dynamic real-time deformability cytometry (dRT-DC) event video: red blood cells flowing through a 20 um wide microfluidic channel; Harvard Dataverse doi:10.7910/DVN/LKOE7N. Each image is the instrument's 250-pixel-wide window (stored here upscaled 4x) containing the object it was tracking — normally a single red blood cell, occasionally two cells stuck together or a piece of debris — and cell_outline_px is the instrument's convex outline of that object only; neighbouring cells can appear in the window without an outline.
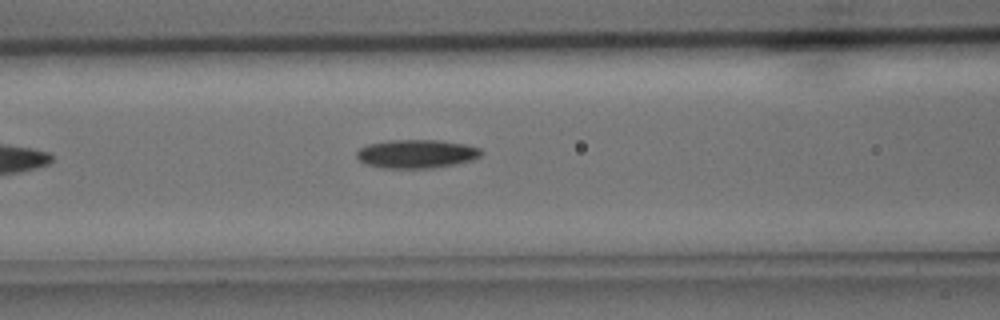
{"species": "common noctule bat (a hibernating species)", "species_latin": "Nyctalus noctula", "temperature_condition": "cold", "stored_images_in_passage": 5, "camera_frame_rate_fps": 3000, "um_per_image_px": 0.085, "animal": {"sex": "male", "body_mass_g": 15.6}, "frame": {"image": 1, "passage_image": 5, "time_ms": 1.333, "image_size_px": [1000, 320], "cell_outline_px": [[484, 152], [480, 156], [472, 160], [456, 164], [432, 168], [384, 168], [364, 164], [356, 156], [356, 152], [360, 148], [368, 144], [388, 140], [444, 140], [468, 144], [480, 148]], "centroid_in_image_um": [35.43, 13.07], "position_along_channel_um": 131.2, "area_um2": 21.04}}